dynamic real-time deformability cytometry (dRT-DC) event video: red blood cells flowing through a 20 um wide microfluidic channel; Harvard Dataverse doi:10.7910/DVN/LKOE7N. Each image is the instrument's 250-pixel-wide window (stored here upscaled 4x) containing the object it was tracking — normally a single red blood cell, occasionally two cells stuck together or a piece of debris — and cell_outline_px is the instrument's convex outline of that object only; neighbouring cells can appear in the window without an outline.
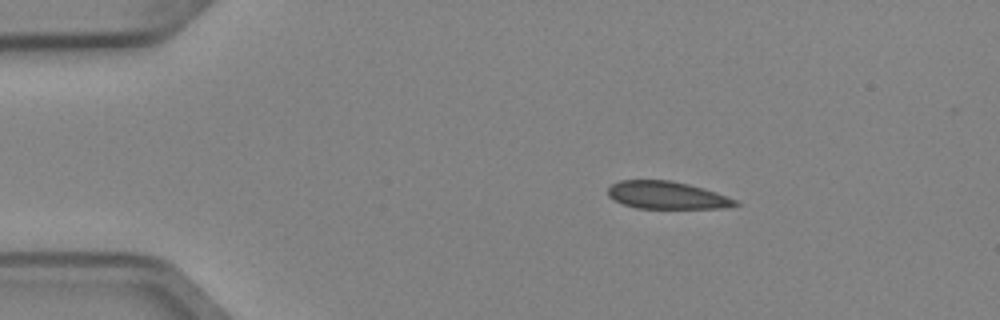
{"species": "Egyptian fruit bat (a non-hibernating species)", "species_latin": "Rousettus aegyptiacus", "temperature_condition": "cold", "stored_images_in_passage": 4, "camera_frame_rate_fps": 3000, "um_per_image_px": 0.085, "animal": {"sex": "female"}, "frame": {"image": 1, "passage_image": 1, "time_ms": 0.0, "image_size_px": [1000, 320], "cell_outline_px": [[740, 204], [724, 208], [636, 208], [612, 200], [608, 196], [608, 188], [612, 184], [620, 180], [672, 180], [704, 188], [716, 192], [736, 200]], "centroid_in_image_um": [56.66, 16.59], "position_along_channel_um": 28.3, "area_um2": 20.46}}
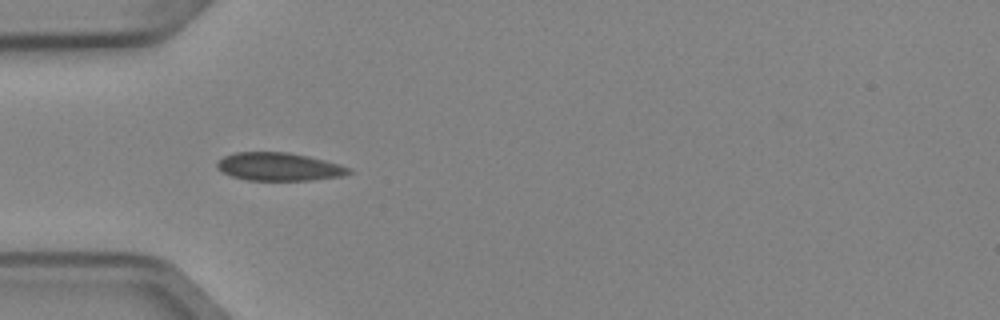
{"frame": {"image": 2, "passage_image": 3, "time_ms": 0.667, "image_size_px": [1000, 320], "cell_outline_px": [[352, 172], [344, 176], [308, 180], [248, 180], [232, 176], [216, 168], [216, 164], [224, 156], [236, 152], [288, 152], [308, 156], [340, 164], [348, 168]], "centroid_in_image_um": [23.71, 14.17], "position_along_channel_um": 61.3, "area_um2": 21.39}}
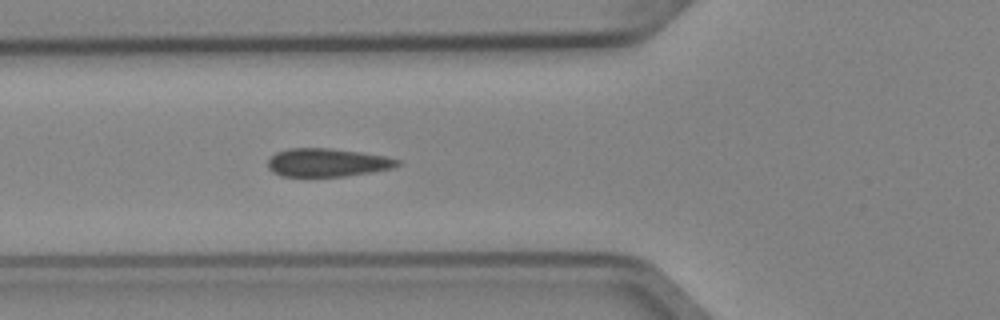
{"frame": {"image": 3, "passage_image": 4, "time_ms": 1.0, "image_size_px": [1000, 320], "cell_outline_px": [[400, 164], [392, 168], [372, 172], [344, 176], [280, 176], [272, 172], [268, 168], [268, 160], [276, 152], [288, 148], [328, 148], [360, 152], [384, 156], [400, 160]], "centroid_in_image_um": [27.79, 13.81], "position_along_channel_um": 98.0, "area_um2": 21.27}}